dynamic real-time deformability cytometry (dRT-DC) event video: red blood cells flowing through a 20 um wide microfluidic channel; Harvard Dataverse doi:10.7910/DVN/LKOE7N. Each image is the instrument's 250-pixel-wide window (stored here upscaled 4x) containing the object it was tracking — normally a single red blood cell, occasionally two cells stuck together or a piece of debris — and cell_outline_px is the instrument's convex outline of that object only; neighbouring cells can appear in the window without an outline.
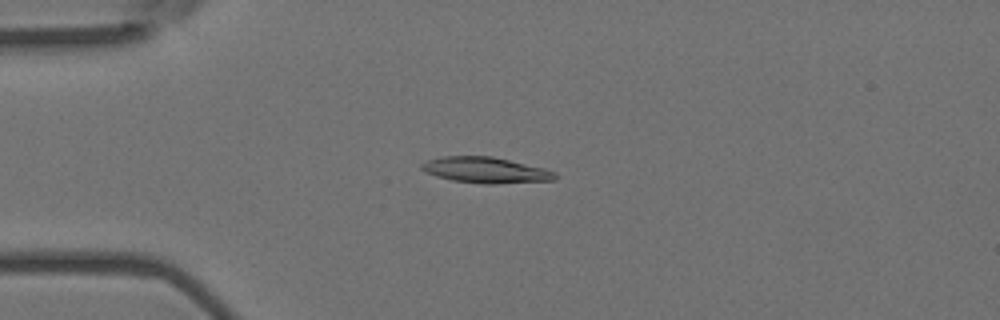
{"species": "Egyptian fruit bat (a non-hibernating species)", "species_latin": "Rousettus aegyptiacus", "temperature_condition": "room temperature", "stored_images_in_passage": 6, "camera_frame_rate_fps": 3000, "um_per_image_px": 0.085, "animal": {"sex": "female"}, "frame": {"image": 1, "passage_image": 3, "time_ms": 0.667, "image_size_px": [1000, 320], "cell_outline_px": [[556, 180], [496, 184], [484, 184], [452, 180], [436, 176], [424, 172], [420, 168], [420, 164], [428, 160], [440, 156], [492, 156], [544, 168], [556, 172]], "centroid_in_image_um": [41.26, 14.46], "position_along_channel_um": 43.7, "area_um2": 20.23}}
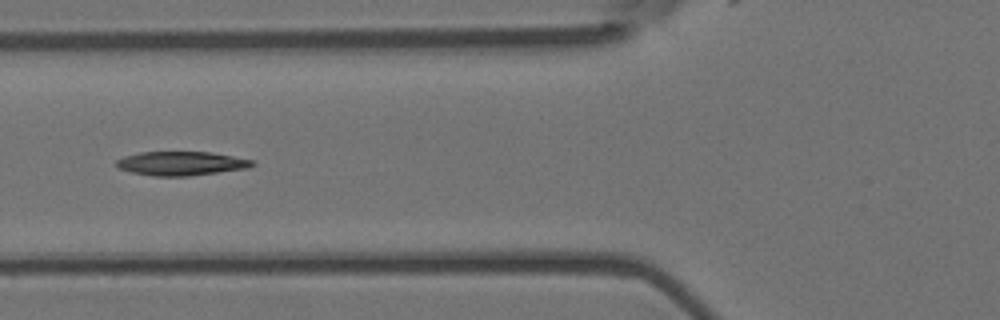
{"frame": {"image": 2, "passage_image": 5, "time_ms": 1.333, "image_size_px": [1000, 320], "cell_outline_px": [[256, 164], [248, 168], [188, 176], [152, 176], [132, 172], [120, 168], [116, 164], [116, 160], [124, 156], [140, 152], [208, 152], [232, 156], [252, 160]], "centroid_in_image_um": [15.39, 13.89], "position_along_channel_um": 110.4, "area_um2": 18.79}}
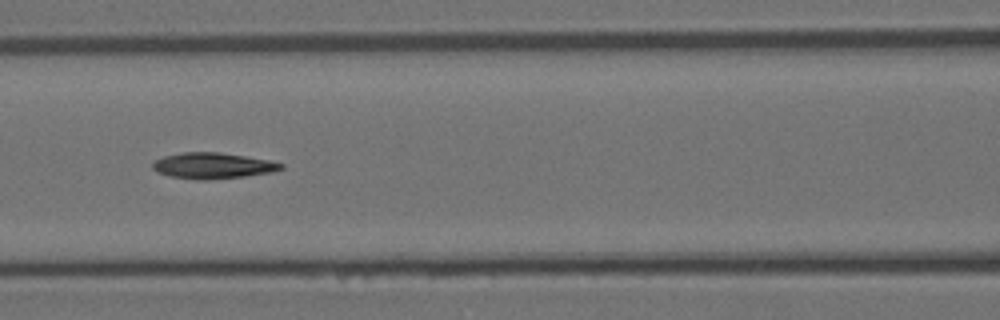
{"frame": {"image": 3, "passage_image": 6, "time_ms": 1.667, "image_size_px": [1000, 320], "cell_outline_px": [[284, 168], [272, 172], [244, 176], [208, 180], [196, 180], [168, 176], [156, 172], [152, 168], [152, 164], [156, 160], [164, 156], [184, 152], [220, 152], [272, 160], [284, 164]], "centroid_in_image_um": [18.09, 14.08], "position_along_channel_um": 148.5, "area_um2": 19.59}}